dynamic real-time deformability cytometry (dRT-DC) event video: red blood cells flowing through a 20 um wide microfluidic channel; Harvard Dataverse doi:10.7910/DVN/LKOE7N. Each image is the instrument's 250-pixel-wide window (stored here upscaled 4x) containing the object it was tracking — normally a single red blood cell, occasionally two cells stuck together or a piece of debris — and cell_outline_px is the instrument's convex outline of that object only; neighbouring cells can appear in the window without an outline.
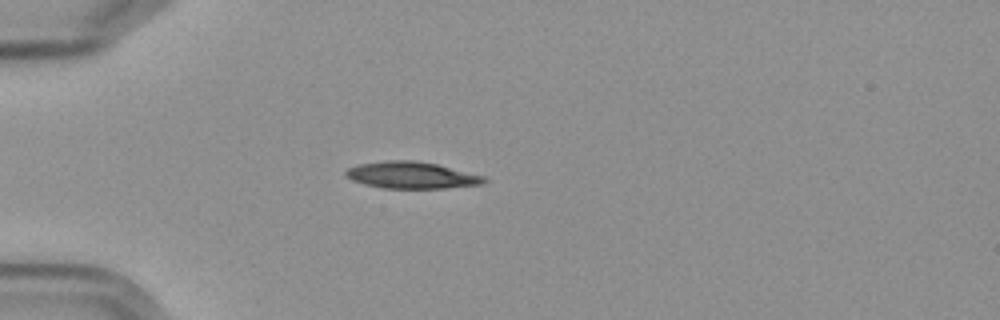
{"species": "Egyptian fruit bat (a non-hibernating species)", "species_latin": "Rousettus aegyptiacus", "temperature_condition": "cold", "stored_images_in_passage": 5, "camera_frame_rate_fps": 3000, "um_per_image_px": 0.085, "frame": {"image": 1, "passage_image": 4, "time_ms": 3.667, "image_size_px": [1000, 320], "cell_outline_px": [[488, 180], [480, 184], [444, 188], [384, 188], [364, 184], [352, 180], [344, 176], [344, 172], [348, 168], [360, 164], [388, 160], [416, 160], [436, 164], [484, 176]], "centroid_in_image_um": [34.94, 14.88], "position_along_channel_um": 50.1, "area_um2": 21.39}}